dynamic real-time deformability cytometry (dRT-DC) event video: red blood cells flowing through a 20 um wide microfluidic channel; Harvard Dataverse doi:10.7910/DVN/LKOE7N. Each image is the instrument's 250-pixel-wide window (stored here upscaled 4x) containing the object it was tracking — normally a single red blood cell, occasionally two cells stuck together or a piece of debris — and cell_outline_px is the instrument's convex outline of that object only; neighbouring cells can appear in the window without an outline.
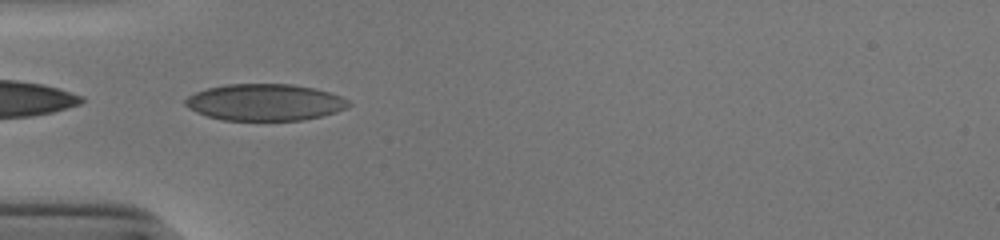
{"species": "human", "species_latin": "Homo sapiens", "temperature_condition": "cold", "stored_images_in_passage": 36, "camera_frame_rate_fps": 3000, "um_per_image_px": 0.085, "donor": {"sex": "male"}, "frame": {"image": 1, "passage_image": 1, "time_ms": 0.0, "image_size_px": [1000, 240], "cell_outline_px": [[352, 104], [336, 112], [320, 116], [300, 120], [224, 120], [208, 116], [196, 112], [188, 108], [184, 104], [184, 100], [188, 96], [196, 92], [208, 88], [228, 84], [292, 84], [316, 88], [340, 96], [348, 100]], "centroid_in_image_um": [22.5, 8.69], "position_along_channel_um": 62.5, "area_um2": 34.74}}
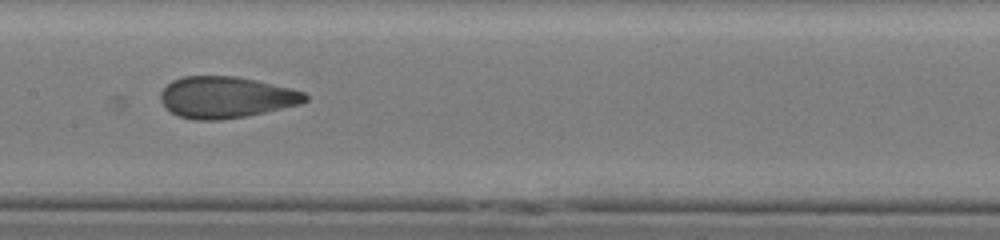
{"frame": {"image": 2, "passage_image": 11, "time_ms": 3.333, "image_size_px": [1000, 240], "cell_outline_px": [[308, 100], [300, 104], [264, 112], [244, 116], [220, 120], [192, 120], [180, 116], [172, 112], [160, 100], [160, 92], [172, 80], [184, 76], [236, 76], [256, 80], [304, 92], [308, 96]], "centroid_in_image_um": [19.19, 8.26], "position_along_channel_um": 188.2, "area_um2": 34.62}}
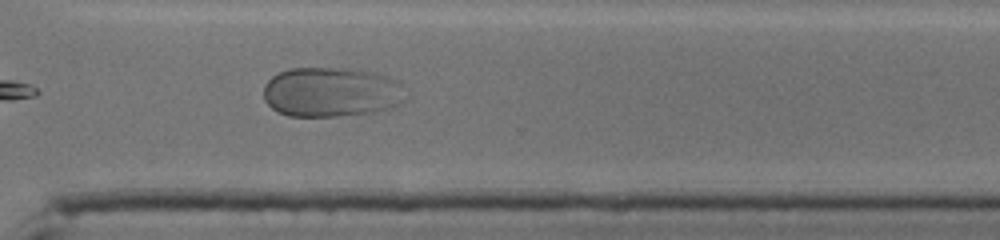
{"frame": {"image": 3, "passage_image": 23, "time_ms": 7.333, "image_size_px": [1000, 240], "cell_outline_px": [[408, 96], [404, 100], [388, 108], [376, 112], [340, 116], [288, 116], [276, 112], [264, 100], [264, 84], [272, 76], [288, 68], [348, 68], [376, 72], [400, 80]], "centroid_in_image_um": [28.19, 7.82], "position_along_channel_um": 342.4, "area_um2": 41.85}, "authors_computed_cell_mechanics": {"area_um2": 35.4314, "velocity_mm_per_s": 3.8519, "shape_relaxation_time_tau1_ms": 9.6857, "shape_relaxation_time_tau2_ms": null, "deformation_change_tau1": 0.2024, "deformation_change_tau2": null}}